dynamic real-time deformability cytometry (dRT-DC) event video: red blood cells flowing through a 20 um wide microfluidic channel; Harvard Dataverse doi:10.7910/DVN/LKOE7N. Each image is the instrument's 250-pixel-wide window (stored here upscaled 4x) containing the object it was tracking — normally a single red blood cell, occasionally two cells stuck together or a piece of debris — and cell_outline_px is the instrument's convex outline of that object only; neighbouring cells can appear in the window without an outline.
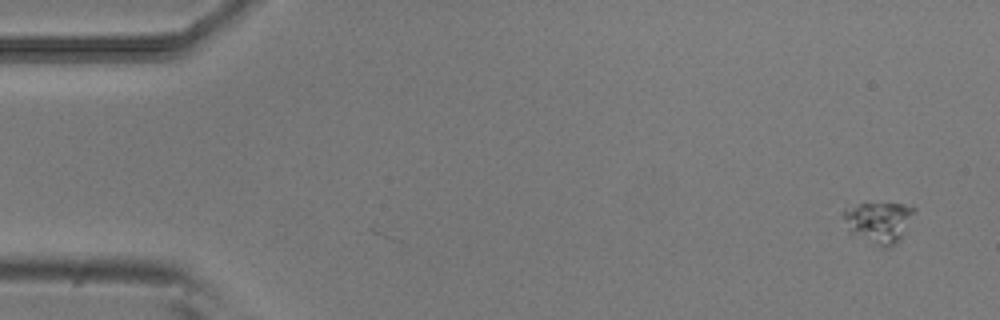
{"species": "common noctule bat (a hibernating species)", "species_latin": "Nyctalus noctula", "temperature_condition": "room temperature", "stored_images_in_passage": 2, "camera_frame_rate_fps": 3000, "um_per_image_px": 0.085, "animal": {"sex": "male", "body_mass_g": 20.5, "forearm_length_mm": 52.5}, "frame": {"image": 1, "passage_image": 2, "time_ms": 0.333, "image_size_px": [1000, 320], "cell_outline_px": [[916, 208], [900, 240], [896, 244], [888, 248], [880, 248], [848, 232], [844, 216], [844, 208], [860, 204], [912, 204]], "centroid_in_image_um": [74.7, 18.91], "position_along_channel_um": 10.3, "area_um2": 16.99}}